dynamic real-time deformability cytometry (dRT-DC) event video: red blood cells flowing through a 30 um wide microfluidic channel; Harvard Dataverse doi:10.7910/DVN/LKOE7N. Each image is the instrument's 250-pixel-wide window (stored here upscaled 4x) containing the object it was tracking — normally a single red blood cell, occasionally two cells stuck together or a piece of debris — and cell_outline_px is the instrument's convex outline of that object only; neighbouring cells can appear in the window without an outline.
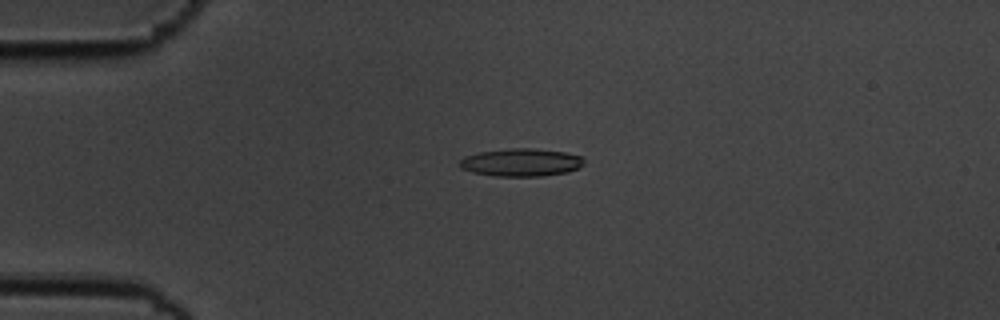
{"species": "common noctule bat (a hibernating species)", "species_latin": "Nyctalus noctula", "temperature_condition": "cold", "stored_images_in_passage": 56, "camera_frame_rate_fps": 3000, "um_per_image_px": 0.085, "animal": {"sex": "male", "body_mass_g": 19.5, "forearm_length_mm": 54.6}, "frame": {"image": 1, "passage_image": 14, "time_ms": 4.333, "image_size_px": [1000, 320], "cell_outline_px": [[584, 164], [568, 172], [540, 176], [496, 176], [472, 172], [460, 168], [460, 160], [464, 156], [480, 152], [512, 148], [532, 148], [564, 152], [580, 156], [584, 160]], "centroid_in_image_um": [44.28, 13.8], "position_along_channel_um": 40.7, "area_um2": 20.0}}
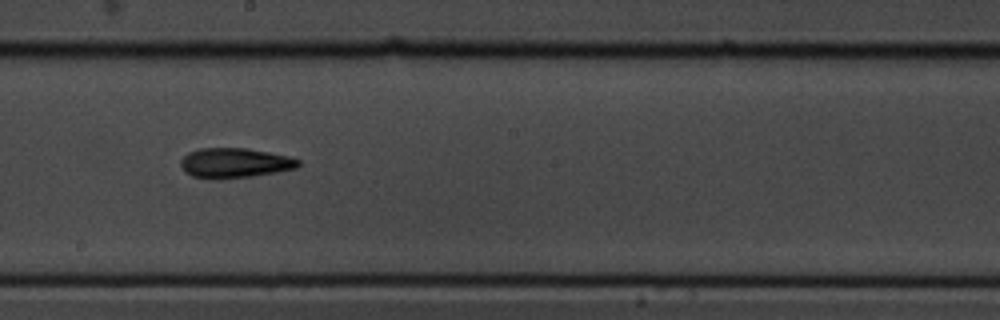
{"frame": {"image": 2, "passage_image": 32, "time_ms": 10.333, "image_size_px": [1000, 320], "cell_outline_px": [[300, 164], [296, 168], [276, 172], [252, 176], [216, 180], [212, 180], [192, 176], [184, 172], [180, 164], [180, 160], [188, 152], [200, 148], [248, 148], [288, 156], [300, 160]], "centroid_in_image_um": [19.91, 13.86], "position_along_channel_um": 228.3, "area_um2": 20.69}}
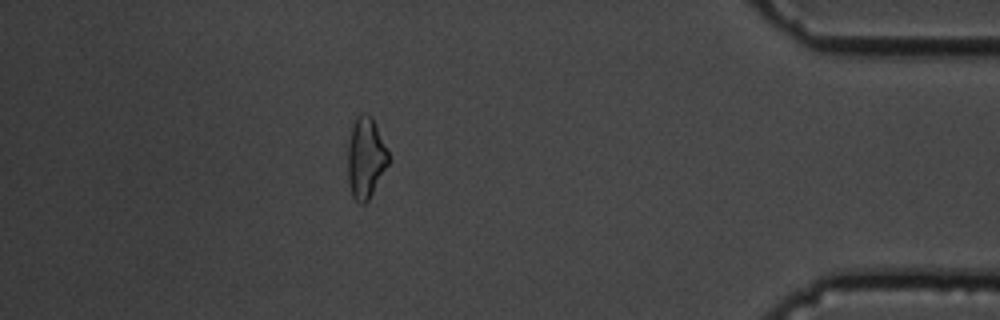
{"frame": {"image": 3, "passage_image": 50, "time_ms": 16.333, "image_size_px": [1000, 320], "cell_outline_px": [[392, 160], [368, 200], [364, 204], [360, 204], [352, 196], [348, 180], [348, 144], [352, 128], [356, 116], [360, 112], [364, 112], [372, 116]], "centroid_in_image_um": [31.11, 13.41], "position_along_channel_um": 404.1, "area_um2": 19.42}, "authors_computed_cell_mechanics": {"area_um2": 19.2763, "velocity_mm_per_s": 3.6193, "shape_relaxation_time_tau1_ms": 4.7244, "shape_relaxation_time_tau2_ms": 6.177, "deformation_change_tau1": 0.1418, "deformation_change_tau2": 0.1642}}